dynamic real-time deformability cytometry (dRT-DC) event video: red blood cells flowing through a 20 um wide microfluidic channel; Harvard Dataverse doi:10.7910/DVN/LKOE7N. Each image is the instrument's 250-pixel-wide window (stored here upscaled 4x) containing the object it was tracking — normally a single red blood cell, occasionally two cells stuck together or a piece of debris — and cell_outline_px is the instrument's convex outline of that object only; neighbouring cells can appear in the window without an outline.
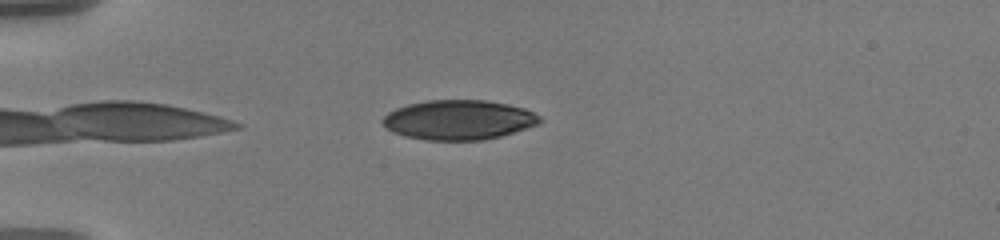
{"species": "human", "species_latin": "Homo sapiens", "temperature_condition": "warm", "stored_images_in_passage": 42, "camera_frame_rate_fps": 3000, "um_per_image_px": 0.085, "donor": {"sex": "male"}, "frame": {"image": 1, "passage_image": 1, "time_ms": 0.0, "image_size_px": [1000, 240], "cell_outline_px": [[544, 120], [540, 124], [500, 136], [484, 140], [428, 140], [404, 136], [392, 132], [380, 120], [388, 112], [396, 108], [408, 104], [428, 100], [488, 100], [508, 104], [524, 108], [540, 116]], "centroid_in_image_um": [39.0, 10.18], "position_along_channel_um": 46.0, "area_um2": 36.47}}
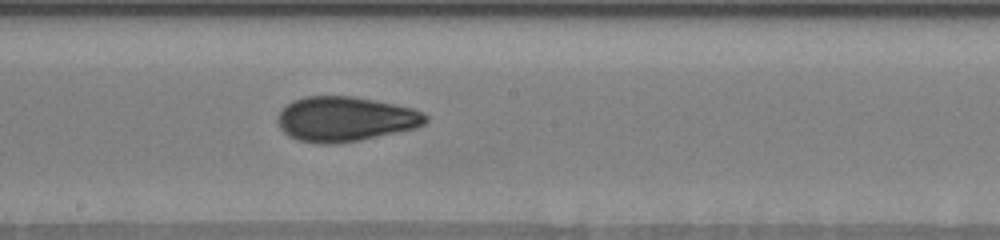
{"frame": {"image": 2, "passage_image": 18, "time_ms": 5.667, "image_size_px": [1000, 240], "cell_outline_px": [[428, 120], [424, 124], [416, 128], [360, 140], [332, 144], [320, 144], [300, 140], [288, 136], [280, 128], [280, 112], [292, 100], [304, 96], [356, 96], [396, 104], [412, 108], [424, 112], [428, 116]], "centroid_in_image_um": [29.39, 10.11], "position_along_channel_um": 218.8, "area_um2": 38.61}}
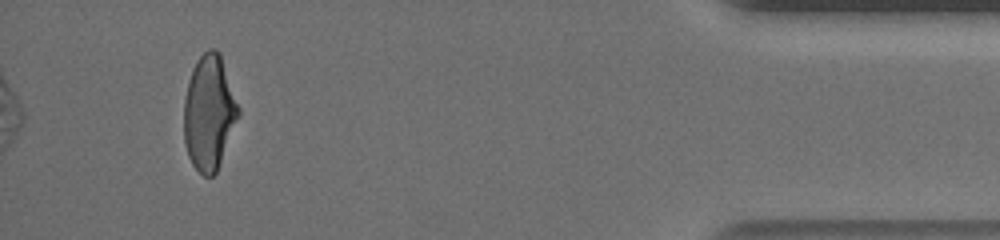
{"frame": {"image": 3, "passage_image": 39, "time_ms": 12.667, "image_size_px": [1000, 240], "cell_outline_px": [[240, 112], [216, 172], [212, 176], [204, 176], [192, 164], [188, 156], [184, 144], [184, 100], [188, 80], [192, 68], [196, 60], [208, 48], [216, 48], [220, 52], [240, 108]], "centroid_in_image_um": [17.76, 9.53], "position_along_channel_um": 417.4, "area_um2": 36.47}, "authors_computed_cell_mechanics": {"area_um2": 37.4544, "velocity_mm_per_s": 3.606, "shape_relaxation_time_tau1_ms": 5.5469, "shape_relaxation_time_tau2_ms": 1.4857, "deformation_change_tau1": 0.2051, "deformation_change_tau2": 0.0696}}